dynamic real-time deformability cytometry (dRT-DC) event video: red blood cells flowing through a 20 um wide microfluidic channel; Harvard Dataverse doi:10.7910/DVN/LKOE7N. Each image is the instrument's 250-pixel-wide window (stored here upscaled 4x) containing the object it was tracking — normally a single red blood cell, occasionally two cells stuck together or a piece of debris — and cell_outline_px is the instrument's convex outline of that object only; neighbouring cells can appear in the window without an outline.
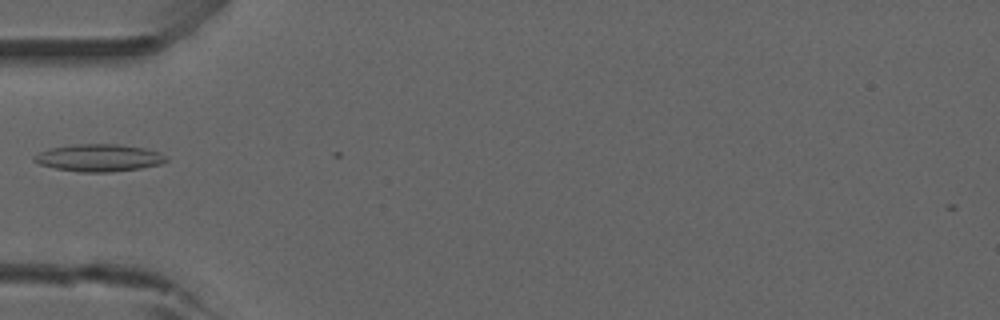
{"species": "common noctule bat (a hibernating species)", "species_latin": "Nyctalus noctula", "temperature_condition": "room temperature", "stored_images_in_passage": 2, "camera_frame_rate_fps": 3000, "um_per_image_px": 0.085, "animal": {"sex": "male", "forearm_length_mm": 52.5}, "frame": {"image": 1, "passage_image": 1, "time_ms": 0.0, "image_size_px": [1000, 320], "cell_outline_px": [[168, 160], [160, 164], [140, 168], [108, 172], [80, 172], [56, 168], [40, 164], [32, 160], [32, 156], [48, 148], [72, 144], [116, 144], [144, 148], [160, 152]], "centroid_in_image_um": [8.37, 13.4], "position_along_channel_um": 76.6, "area_um2": 20.92}}